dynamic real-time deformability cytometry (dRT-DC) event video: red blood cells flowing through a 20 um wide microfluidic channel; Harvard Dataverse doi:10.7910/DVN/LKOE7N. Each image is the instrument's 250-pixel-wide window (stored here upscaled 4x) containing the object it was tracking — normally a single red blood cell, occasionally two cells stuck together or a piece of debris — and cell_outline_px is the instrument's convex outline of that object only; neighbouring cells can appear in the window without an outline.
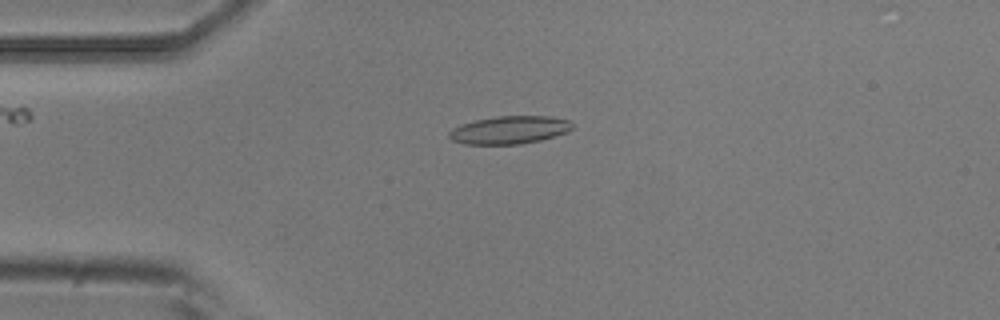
{"species": "common noctule bat (a hibernating species)", "species_latin": "Nyctalus noctula", "temperature_condition": "room temperature", "stored_images_in_passage": 5, "camera_frame_rate_fps": 3000, "um_per_image_px": 0.085, "animal": {"sex": "male", "body_mass_g": 20.5, "forearm_length_mm": 52.5}, "frame": {"image": 1, "passage_image": 3, "time_ms": 0.667, "image_size_px": [1000, 320], "cell_outline_px": [[572, 128], [568, 132], [556, 136], [540, 140], [520, 144], [464, 144], [452, 140], [448, 136], [448, 132], [452, 128], [460, 124], [476, 120], [496, 116], [552, 116], [568, 120], [572, 124]], "centroid_in_image_um": [43.3, 11.04], "position_along_channel_um": 41.7, "area_um2": 20.11}}
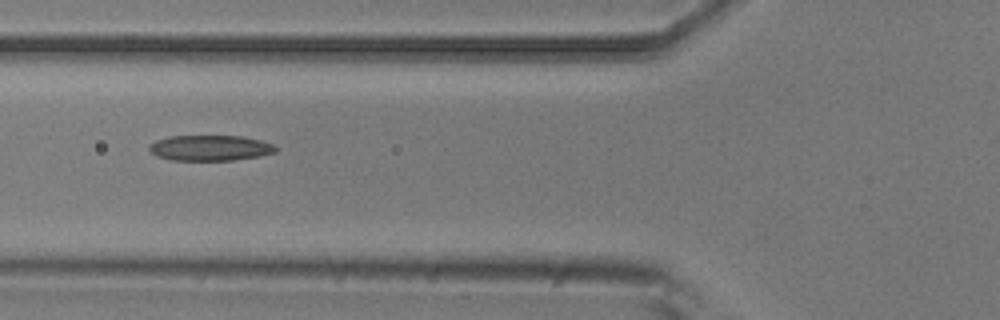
{"frame": {"image": 2, "passage_image": 5, "time_ms": 1.333, "image_size_px": [1000, 320], "cell_outline_px": [[276, 152], [260, 156], [232, 160], [172, 160], [156, 156], [148, 148], [148, 144], [156, 140], [168, 136], [244, 136], [260, 140], [272, 144], [276, 148]], "centroid_in_image_um": [17.83, 12.57], "position_along_channel_um": 108.0, "area_um2": 18.84}}